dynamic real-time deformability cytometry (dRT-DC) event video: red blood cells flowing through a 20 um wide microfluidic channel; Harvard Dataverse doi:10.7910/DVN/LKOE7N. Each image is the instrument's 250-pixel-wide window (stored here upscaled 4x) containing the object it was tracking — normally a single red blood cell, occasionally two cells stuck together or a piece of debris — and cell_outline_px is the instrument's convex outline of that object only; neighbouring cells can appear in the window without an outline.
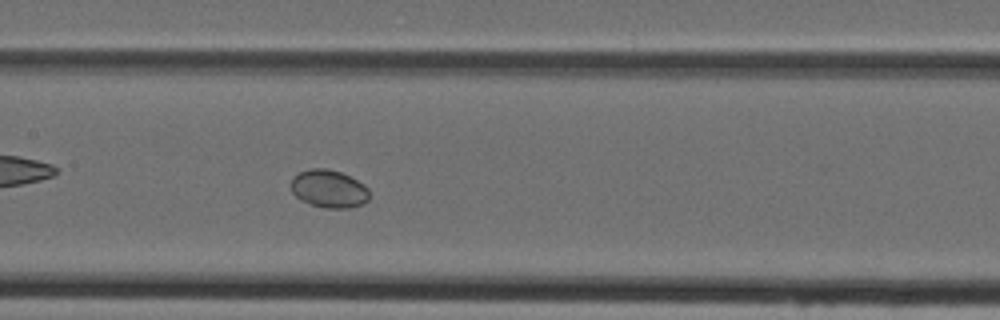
{"species": "Egyptian fruit bat (a non-hibernating species)", "species_latin": "Rousettus aegyptiacus", "temperature_condition": "cold", "stored_images_in_passage": 45, "camera_frame_rate_fps": 3000, "um_per_image_px": 0.085, "animal": {"sex": "female"}, "frame": {"image": 1, "passage_image": 21, "time_ms": 6.667, "image_size_px": [1000, 320], "cell_outline_px": [[368, 200], [364, 204], [348, 208], [324, 208], [300, 200], [292, 192], [292, 176], [300, 172], [312, 168], [328, 168], [340, 172], [364, 184], [368, 188]], "centroid_in_image_um": [27.95, 16.05], "position_along_channel_um": 179.4, "area_um2": 17.22}}
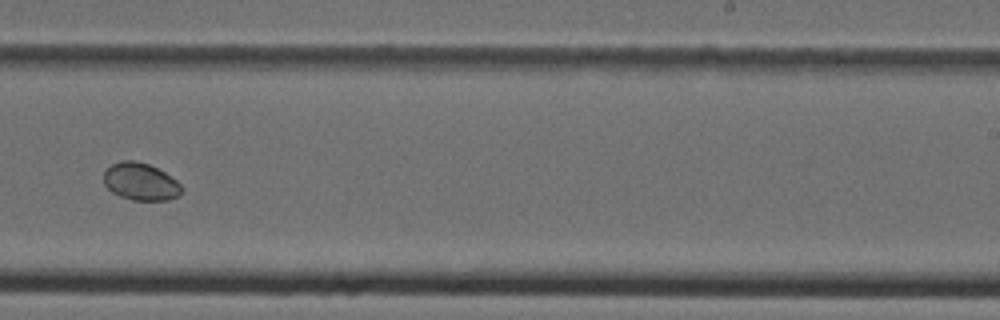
{"frame": {"image": 2, "passage_image": 28, "time_ms": 9.0, "image_size_px": [1000, 320], "cell_outline_px": [[184, 188], [176, 196], [168, 200], [132, 200], [120, 196], [112, 192], [104, 184], [104, 172], [112, 164], [120, 160], [136, 160], [148, 164], [164, 172], [176, 180]], "centroid_in_image_um": [11.93, 15.43], "position_along_channel_um": 277.1, "area_um2": 16.88}}
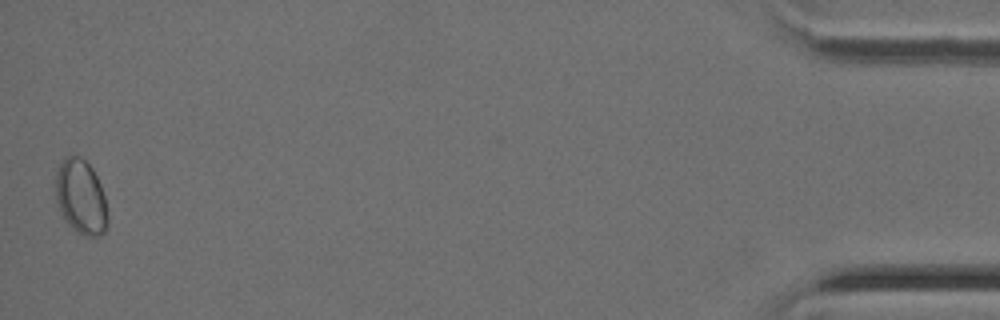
{"frame": {"image": 3, "passage_image": 45, "time_ms": 14.667, "image_size_px": [1000, 320], "cell_outline_px": [[108, 228], [100, 236], [84, 236], [76, 232], [64, 220], [56, 200], [56, 172], [64, 156], [80, 156], [92, 168], [100, 184], [104, 196], [108, 216]], "centroid_in_image_um": [6.88, 16.77], "position_along_channel_um": 428.3, "area_um2": 22.77}}